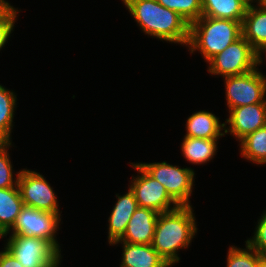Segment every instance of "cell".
<instances>
[{
  "label": "cell",
  "mask_w": 266,
  "mask_h": 267,
  "mask_svg": "<svg viewBox=\"0 0 266 267\" xmlns=\"http://www.w3.org/2000/svg\"><path fill=\"white\" fill-rule=\"evenodd\" d=\"M123 5L148 37L187 47L190 25L178 13L157 0H125Z\"/></svg>",
  "instance_id": "obj_1"
},
{
  "label": "cell",
  "mask_w": 266,
  "mask_h": 267,
  "mask_svg": "<svg viewBox=\"0 0 266 267\" xmlns=\"http://www.w3.org/2000/svg\"><path fill=\"white\" fill-rule=\"evenodd\" d=\"M193 206L159 213L152 240V247L170 267L180 263L179 251L188 249L197 235V222Z\"/></svg>",
  "instance_id": "obj_2"
},
{
  "label": "cell",
  "mask_w": 266,
  "mask_h": 267,
  "mask_svg": "<svg viewBox=\"0 0 266 267\" xmlns=\"http://www.w3.org/2000/svg\"><path fill=\"white\" fill-rule=\"evenodd\" d=\"M242 36V22L201 16L190 24L187 50L196 51L207 63Z\"/></svg>",
  "instance_id": "obj_3"
},
{
  "label": "cell",
  "mask_w": 266,
  "mask_h": 267,
  "mask_svg": "<svg viewBox=\"0 0 266 267\" xmlns=\"http://www.w3.org/2000/svg\"><path fill=\"white\" fill-rule=\"evenodd\" d=\"M4 247L14 255L23 267H58L61 266V252L44 238H35L21 234H5Z\"/></svg>",
  "instance_id": "obj_4"
},
{
  "label": "cell",
  "mask_w": 266,
  "mask_h": 267,
  "mask_svg": "<svg viewBox=\"0 0 266 267\" xmlns=\"http://www.w3.org/2000/svg\"><path fill=\"white\" fill-rule=\"evenodd\" d=\"M150 176L159 181L179 206H192L190 197L196 184L191 167H180L163 162H137Z\"/></svg>",
  "instance_id": "obj_5"
},
{
  "label": "cell",
  "mask_w": 266,
  "mask_h": 267,
  "mask_svg": "<svg viewBox=\"0 0 266 267\" xmlns=\"http://www.w3.org/2000/svg\"><path fill=\"white\" fill-rule=\"evenodd\" d=\"M208 73L212 76H235L250 72L261 64V55L241 36L208 62Z\"/></svg>",
  "instance_id": "obj_6"
},
{
  "label": "cell",
  "mask_w": 266,
  "mask_h": 267,
  "mask_svg": "<svg viewBox=\"0 0 266 267\" xmlns=\"http://www.w3.org/2000/svg\"><path fill=\"white\" fill-rule=\"evenodd\" d=\"M261 65L250 72L223 78L227 112L235 107L266 101V75L259 71Z\"/></svg>",
  "instance_id": "obj_7"
},
{
  "label": "cell",
  "mask_w": 266,
  "mask_h": 267,
  "mask_svg": "<svg viewBox=\"0 0 266 267\" xmlns=\"http://www.w3.org/2000/svg\"><path fill=\"white\" fill-rule=\"evenodd\" d=\"M137 176H131L129 187L133 191L139 207L150 208L158 213L172 211L179 205L170 197L165 187L150 176L138 163L131 162Z\"/></svg>",
  "instance_id": "obj_8"
},
{
  "label": "cell",
  "mask_w": 266,
  "mask_h": 267,
  "mask_svg": "<svg viewBox=\"0 0 266 267\" xmlns=\"http://www.w3.org/2000/svg\"><path fill=\"white\" fill-rule=\"evenodd\" d=\"M18 188L24 206L55 214L62 213L53 186L36 170L23 168L19 176Z\"/></svg>",
  "instance_id": "obj_9"
},
{
  "label": "cell",
  "mask_w": 266,
  "mask_h": 267,
  "mask_svg": "<svg viewBox=\"0 0 266 267\" xmlns=\"http://www.w3.org/2000/svg\"><path fill=\"white\" fill-rule=\"evenodd\" d=\"M61 214L40 211L24 206L17 217L16 223L7 234H21L49 240L60 252L57 232L61 225Z\"/></svg>",
  "instance_id": "obj_10"
},
{
  "label": "cell",
  "mask_w": 266,
  "mask_h": 267,
  "mask_svg": "<svg viewBox=\"0 0 266 267\" xmlns=\"http://www.w3.org/2000/svg\"><path fill=\"white\" fill-rule=\"evenodd\" d=\"M225 119V135L240 142L248 134L266 126V101L258 104L235 107Z\"/></svg>",
  "instance_id": "obj_11"
},
{
  "label": "cell",
  "mask_w": 266,
  "mask_h": 267,
  "mask_svg": "<svg viewBox=\"0 0 266 267\" xmlns=\"http://www.w3.org/2000/svg\"><path fill=\"white\" fill-rule=\"evenodd\" d=\"M159 213L150 208L138 207L128 222L124 235L114 242L151 244Z\"/></svg>",
  "instance_id": "obj_12"
},
{
  "label": "cell",
  "mask_w": 266,
  "mask_h": 267,
  "mask_svg": "<svg viewBox=\"0 0 266 267\" xmlns=\"http://www.w3.org/2000/svg\"><path fill=\"white\" fill-rule=\"evenodd\" d=\"M125 194L119 195L116 193V202L112 207L110 216L108 217V244L111 245L114 241L119 240L125 233L129 220L133 213L137 210L138 203L133 191L130 187Z\"/></svg>",
  "instance_id": "obj_13"
},
{
  "label": "cell",
  "mask_w": 266,
  "mask_h": 267,
  "mask_svg": "<svg viewBox=\"0 0 266 267\" xmlns=\"http://www.w3.org/2000/svg\"><path fill=\"white\" fill-rule=\"evenodd\" d=\"M118 244H122L120 267H170L151 244L113 242L111 246Z\"/></svg>",
  "instance_id": "obj_14"
},
{
  "label": "cell",
  "mask_w": 266,
  "mask_h": 267,
  "mask_svg": "<svg viewBox=\"0 0 266 267\" xmlns=\"http://www.w3.org/2000/svg\"><path fill=\"white\" fill-rule=\"evenodd\" d=\"M242 36L260 54L266 50V8L248 6L242 21Z\"/></svg>",
  "instance_id": "obj_15"
},
{
  "label": "cell",
  "mask_w": 266,
  "mask_h": 267,
  "mask_svg": "<svg viewBox=\"0 0 266 267\" xmlns=\"http://www.w3.org/2000/svg\"><path fill=\"white\" fill-rule=\"evenodd\" d=\"M186 137L220 139L225 136V123L208 110H199L190 115L185 124Z\"/></svg>",
  "instance_id": "obj_16"
},
{
  "label": "cell",
  "mask_w": 266,
  "mask_h": 267,
  "mask_svg": "<svg viewBox=\"0 0 266 267\" xmlns=\"http://www.w3.org/2000/svg\"><path fill=\"white\" fill-rule=\"evenodd\" d=\"M219 139H202L184 136L181 143V155L190 164L205 165L214 159L218 152Z\"/></svg>",
  "instance_id": "obj_17"
},
{
  "label": "cell",
  "mask_w": 266,
  "mask_h": 267,
  "mask_svg": "<svg viewBox=\"0 0 266 267\" xmlns=\"http://www.w3.org/2000/svg\"><path fill=\"white\" fill-rule=\"evenodd\" d=\"M24 207L18 187L0 188V235L7 234Z\"/></svg>",
  "instance_id": "obj_18"
},
{
  "label": "cell",
  "mask_w": 266,
  "mask_h": 267,
  "mask_svg": "<svg viewBox=\"0 0 266 267\" xmlns=\"http://www.w3.org/2000/svg\"><path fill=\"white\" fill-rule=\"evenodd\" d=\"M248 5L242 0H202V16L242 22Z\"/></svg>",
  "instance_id": "obj_19"
},
{
  "label": "cell",
  "mask_w": 266,
  "mask_h": 267,
  "mask_svg": "<svg viewBox=\"0 0 266 267\" xmlns=\"http://www.w3.org/2000/svg\"><path fill=\"white\" fill-rule=\"evenodd\" d=\"M240 155L255 165L266 164V126L248 134L239 142Z\"/></svg>",
  "instance_id": "obj_20"
},
{
  "label": "cell",
  "mask_w": 266,
  "mask_h": 267,
  "mask_svg": "<svg viewBox=\"0 0 266 267\" xmlns=\"http://www.w3.org/2000/svg\"><path fill=\"white\" fill-rule=\"evenodd\" d=\"M17 94L0 84V134L12 142L14 115L17 109Z\"/></svg>",
  "instance_id": "obj_21"
},
{
  "label": "cell",
  "mask_w": 266,
  "mask_h": 267,
  "mask_svg": "<svg viewBox=\"0 0 266 267\" xmlns=\"http://www.w3.org/2000/svg\"><path fill=\"white\" fill-rule=\"evenodd\" d=\"M183 17L189 25L202 16V0H157Z\"/></svg>",
  "instance_id": "obj_22"
},
{
  "label": "cell",
  "mask_w": 266,
  "mask_h": 267,
  "mask_svg": "<svg viewBox=\"0 0 266 267\" xmlns=\"http://www.w3.org/2000/svg\"><path fill=\"white\" fill-rule=\"evenodd\" d=\"M259 253L245 242V248L230 245L227 251L226 267H257Z\"/></svg>",
  "instance_id": "obj_23"
},
{
  "label": "cell",
  "mask_w": 266,
  "mask_h": 267,
  "mask_svg": "<svg viewBox=\"0 0 266 267\" xmlns=\"http://www.w3.org/2000/svg\"><path fill=\"white\" fill-rule=\"evenodd\" d=\"M12 146V142H7L0 146V188L18 187L21 169L18 172L13 170V162L9 154V149Z\"/></svg>",
  "instance_id": "obj_24"
},
{
  "label": "cell",
  "mask_w": 266,
  "mask_h": 267,
  "mask_svg": "<svg viewBox=\"0 0 266 267\" xmlns=\"http://www.w3.org/2000/svg\"><path fill=\"white\" fill-rule=\"evenodd\" d=\"M19 12H21V9H0V51L6 46L14 32V24L17 22Z\"/></svg>",
  "instance_id": "obj_25"
},
{
  "label": "cell",
  "mask_w": 266,
  "mask_h": 267,
  "mask_svg": "<svg viewBox=\"0 0 266 267\" xmlns=\"http://www.w3.org/2000/svg\"><path fill=\"white\" fill-rule=\"evenodd\" d=\"M257 220L253 236L245 242L259 254H266V210Z\"/></svg>",
  "instance_id": "obj_26"
},
{
  "label": "cell",
  "mask_w": 266,
  "mask_h": 267,
  "mask_svg": "<svg viewBox=\"0 0 266 267\" xmlns=\"http://www.w3.org/2000/svg\"><path fill=\"white\" fill-rule=\"evenodd\" d=\"M0 251V267H23L5 247Z\"/></svg>",
  "instance_id": "obj_27"
},
{
  "label": "cell",
  "mask_w": 266,
  "mask_h": 267,
  "mask_svg": "<svg viewBox=\"0 0 266 267\" xmlns=\"http://www.w3.org/2000/svg\"><path fill=\"white\" fill-rule=\"evenodd\" d=\"M257 267H266V254H260Z\"/></svg>",
  "instance_id": "obj_28"
},
{
  "label": "cell",
  "mask_w": 266,
  "mask_h": 267,
  "mask_svg": "<svg viewBox=\"0 0 266 267\" xmlns=\"http://www.w3.org/2000/svg\"><path fill=\"white\" fill-rule=\"evenodd\" d=\"M0 8H9V9H16V10H18V8H15L7 0H0Z\"/></svg>",
  "instance_id": "obj_29"
},
{
  "label": "cell",
  "mask_w": 266,
  "mask_h": 267,
  "mask_svg": "<svg viewBox=\"0 0 266 267\" xmlns=\"http://www.w3.org/2000/svg\"><path fill=\"white\" fill-rule=\"evenodd\" d=\"M244 1L248 6H251L253 4H258L259 0H242Z\"/></svg>",
  "instance_id": "obj_30"
},
{
  "label": "cell",
  "mask_w": 266,
  "mask_h": 267,
  "mask_svg": "<svg viewBox=\"0 0 266 267\" xmlns=\"http://www.w3.org/2000/svg\"><path fill=\"white\" fill-rule=\"evenodd\" d=\"M8 141L0 134V146L7 143Z\"/></svg>",
  "instance_id": "obj_31"
},
{
  "label": "cell",
  "mask_w": 266,
  "mask_h": 267,
  "mask_svg": "<svg viewBox=\"0 0 266 267\" xmlns=\"http://www.w3.org/2000/svg\"><path fill=\"white\" fill-rule=\"evenodd\" d=\"M258 4L264 8H266V0H259Z\"/></svg>",
  "instance_id": "obj_32"
},
{
  "label": "cell",
  "mask_w": 266,
  "mask_h": 267,
  "mask_svg": "<svg viewBox=\"0 0 266 267\" xmlns=\"http://www.w3.org/2000/svg\"><path fill=\"white\" fill-rule=\"evenodd\" d=\"M263 55H261V64L264 63V55H265V59H266V50L262 53Z\"/></svg>",
  "instance_id": "obj_33"
}]
</instances>
